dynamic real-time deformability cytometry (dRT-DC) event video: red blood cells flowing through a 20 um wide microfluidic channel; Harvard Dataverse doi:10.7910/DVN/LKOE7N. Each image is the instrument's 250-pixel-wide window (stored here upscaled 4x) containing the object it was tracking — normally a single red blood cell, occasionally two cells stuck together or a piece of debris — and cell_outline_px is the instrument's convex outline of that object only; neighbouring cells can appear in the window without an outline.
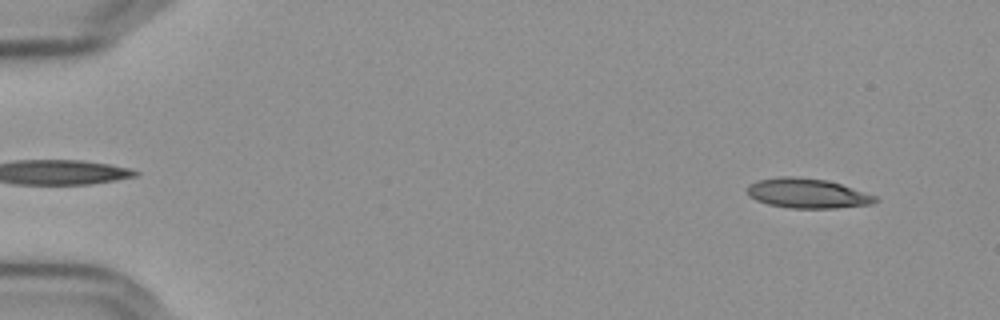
{"species": "Egyptian fruit bat (a non-hibernating species)", "species_latin": "Rousettus aegyptiacus", "temperature_condition": "cold", "stored_images_in_passage": 56, "camera_frame_rate_fps": 3000, "um_per_image_px": 0.085, "frame": {"image": 1, "passage_image": 4, "time_ms": 1.0, "image_size_px": [1000, 320], "cell_outline_px": [[880, 200], [872, 204], [836, 208], [792, 208], [768, 204], [756, 200], [748, 196], [748, 184], [756, 180], [780, 176], [796, 176], [828, 180], [876, 196]], "centroid_in_image_um": [68.61, 16.42], "position_along_channel_um": 16.4, "area_um2": 22.25}}
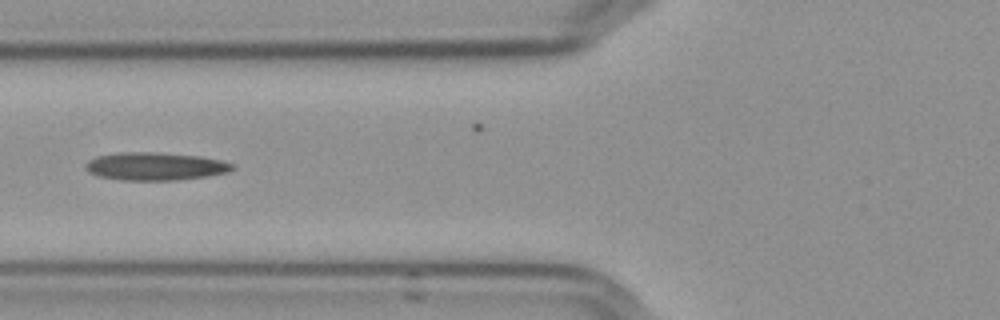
{"frame": {"image": 2, "passage_image": 22, "time_ms": 7.0, "image_size_px": [1000, 320], "cell_outline_px": [[236, 168], [228, 172], [208, 176], [176, 180], [120, 180], [100, 176], [88, 172], [84, 168], [84, 164], [88, 160], [96, 156], [116, 152], [156, 152], [200, 156], [220, 160], [232, 164]], "centroid_in_image_um": [13.16, 14.13], "position_along_channel_um": 112.6, "area_um2": 24.04}}
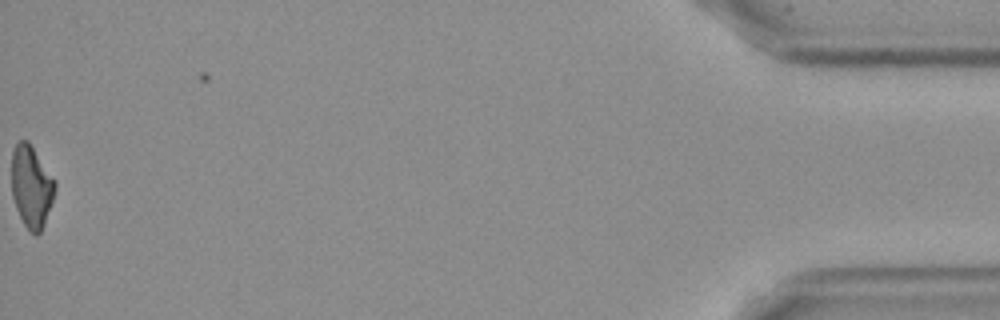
{"frame": {"image": 3, "passage_image": 56, "time_ms": 18.333, "image_size_px": [1000, 320], "cell_outline_px": [[56, 188], [44, 224], [40, 232], [36, 236], [24, 224], [16, 208], [12, 196], [12, 148], [20, 140], [28, 140], [56, 180]], "centroid_in_image_um": [2.67, 15.82], "position_along_channel_um": 432.5, "area_um2": 20.69}, "authors_computed_cell_mechanics": {"area_um2": 22.7443, "velocity_mm_per_s": 3.636, "shape_relaxation_time_tau1_ms": null, "shape_relaxation_time_tau2_ms": 6.7323, "deformation_change_tau1": null, "deformation_change_tau2": 0.1803}}